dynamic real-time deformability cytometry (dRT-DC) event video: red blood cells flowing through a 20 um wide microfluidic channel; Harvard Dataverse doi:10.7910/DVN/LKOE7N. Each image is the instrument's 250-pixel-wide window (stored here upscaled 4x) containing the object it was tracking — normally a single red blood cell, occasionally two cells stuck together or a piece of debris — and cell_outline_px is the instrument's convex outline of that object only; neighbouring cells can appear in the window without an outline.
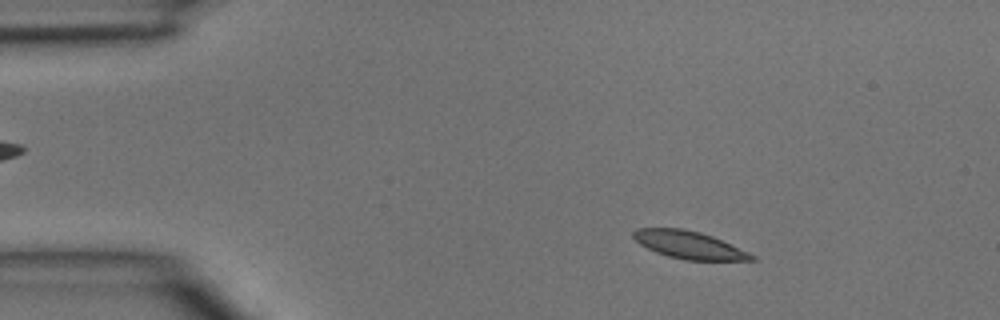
{"species": "common noctule bat (a hibernating species)", "species_latin": "Nyctalus noctula", "temperature_condition": "room temperature", "stored_images_in_passage": 3, "camera_frame_rate_fps": 3000, "um_per_image_px": 0.085, "animal": {"sex": "male", "body_mass_g": 15.6}, "frame": {"image": 1, "passage_image": 1, "time_ms": 0.0, "image_size_px": [1000, 320], "cell_outline_px": [[756, 260], [684, 260], [668, 256], [656, 252], [640, 244], [632, 236], [632, 232], [636, 228], [684, 228], [700, 232], [712, 236], [748, 252], [756, 256]], "centroid_in_image_um": [58.55, 20.81], "position_along_channel_um": 26.5, "area_um2": 18.9}}
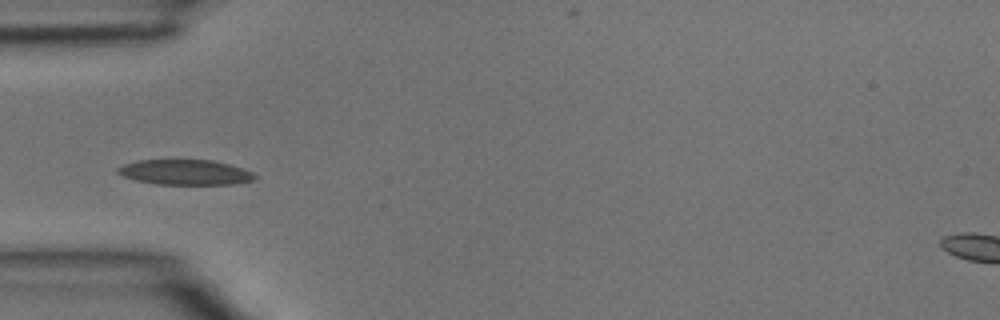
{"frame": {"image": 2, "passage_image": 3, "time_ms": 0.667, "image_size_px": [1000, 320], "cell_outline_px": [[256, 176], [252, 180], [236, 184], [156, 184], [136, 180], [124, 176], [116, 172], [116, 168], [124, 164], [140, 160], [212, 160], [228, 164], [252, 172]], "centroid_in_image_um": [15.71, 14.64], "position_along_channel_um": 69.3, "area_um2": 19.88}}